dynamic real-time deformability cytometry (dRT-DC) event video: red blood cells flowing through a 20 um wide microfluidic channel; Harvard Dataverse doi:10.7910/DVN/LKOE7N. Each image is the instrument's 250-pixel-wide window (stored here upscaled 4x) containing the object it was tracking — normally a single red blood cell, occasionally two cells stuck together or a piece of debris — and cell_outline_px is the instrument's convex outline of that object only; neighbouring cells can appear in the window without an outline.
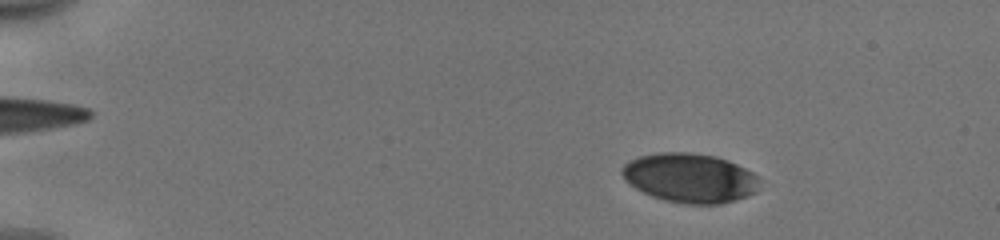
{"species": "human", "species_latin": "Homo sapiens", "temperature_condition": "cold", "stored_images_in_passage": 53, "camera_frame_rate_fps": 3000, "um_per_image_px": 0.085, "donor": {"sex": "male"}, "frame": {"image": 1, "passage_image": 9, "time_ms": 2.667, "image_size_px": [1000, 240], "cell_outline_px": [[756, 192], [748, 196], [736, 200], [720, 204], [684, 204], [664, 200], [652, 196], [628, 184], [624, 180], [620, 172], [620, 168], [628, 160], [640, 156], [660, 152], [688, 152], [716, 156], [728, 160], [752, 172], [756, 176]], "centroid_in_image_um": [58.58, 15.12], "position_along_channel_um": 26.4, "area_um2": 39.59}}
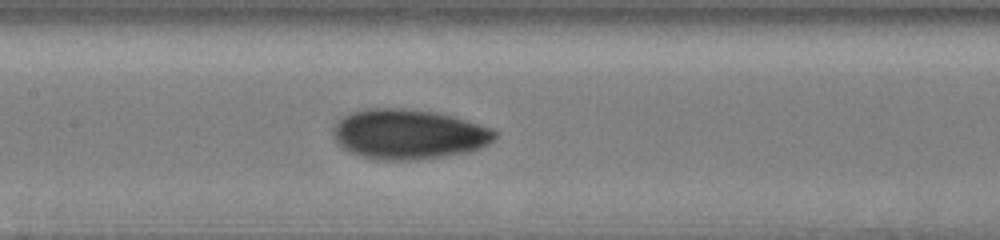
{"frame": {"image": 2, "passage_image": 28, "time_ms": 9.0, "image_size_px": [1000, 240], "cell_outline_px": [[496, 136], [488, 144], [480, 148], [468, 152], [444, 156], [416, 160], [376, 160], [360, 156], [348, 152], [336, 140], [332, 132], [332, 128], [336, 120], [340, 116], [364, 108], [404, 108], [436, 112], [452, 116], [480, 124], [492, 128], [496, 132]], "centroid_in_image_um": [34.69, 11.4], "position_along_channel_um": 172.7, "area_um2": 47.45}}
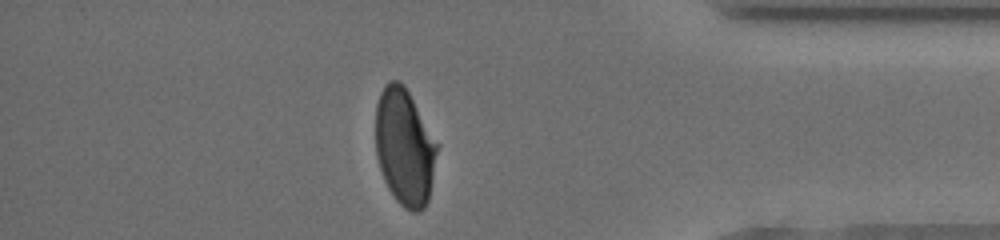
{"frame": {"image": 3, "passage_image": 47, "time_ms": 15.333, "image_size_px": [1000, 240], "cell_outline_px": [[440, 144], [428, 200], [424, 208], [416, 212], [412, 212], [404, 208], [396, 200], [388, 188], [384, 180], [376, 156], [376, 104], [380, 92], [384, 84], [388, 80], [400, 80], [404, 84]], "centroid_in_image_um": [34.41, 12.47], "position_along_channel_um": 400.8, "area_um2": 42.54}, "authors_computed_cell_mechanics": {"area_um2": 42.8876, "velocity_mm_per_s": 3.9697, "shape_relaxation_time_tau1_ms": 4.648, "shape_relaxation_time_tau2_ms": 1.4012, "deformation_change_tau1": 0.1452, "deformation_change_tau2": 0.051}}